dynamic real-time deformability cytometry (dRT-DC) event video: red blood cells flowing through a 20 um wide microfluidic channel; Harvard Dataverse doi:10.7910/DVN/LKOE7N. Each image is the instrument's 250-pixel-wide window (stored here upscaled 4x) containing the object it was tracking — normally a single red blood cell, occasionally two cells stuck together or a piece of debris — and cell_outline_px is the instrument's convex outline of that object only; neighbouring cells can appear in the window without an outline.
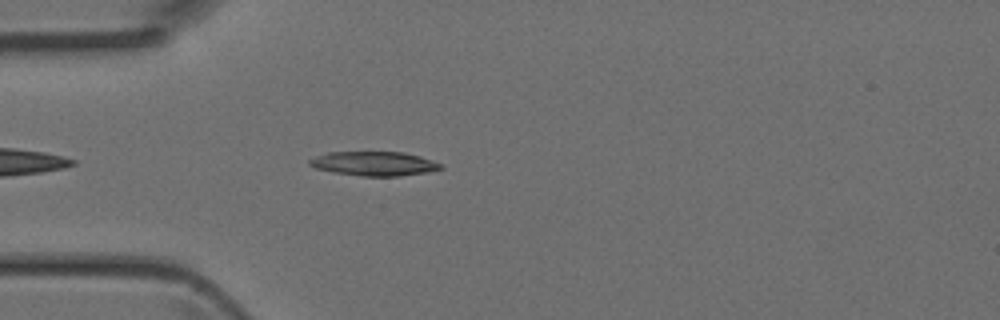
{"species": "Egyptian fruit bat (a non-hibernating species)", "species_latin": "Rousettus aegyptiacus", "temperature_condition": "room temperature", "stored_images_in_passage": 23, "camera_frame_rate_fps": 3000, "um_per_image_px": 0.085, "animal": {"sex": "female"}, "frame": {"image": 1, "passage_image": 3, "time_ms": 0.667, "image_size_px": [1000, 320], "cell_outline_px": [[444, 168], [428, 172], [400, 176], [364, 176], [332, 172], [316, 168], [308, 164], [308, 160], [316, 156], [328, 152], [404, 152], [420, 156], [432, 160], [440, 164]], "centroid_in_image_um": [31.8, 13.91], "position_along_channel_um": 53.2, "area_um2": 18.5}}
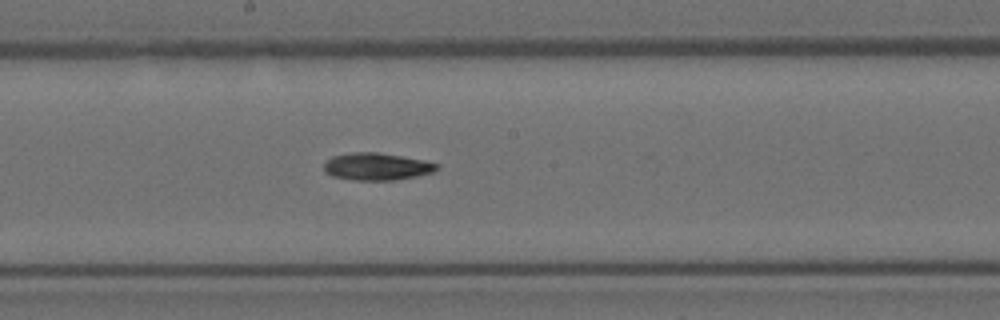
{"frame": {"image": 2, "passage_image": 14, "time_ms": 4.333, "image_size_px": [1000, 320], "cell_outline_px": [[440, 168], [432, 172], [416, 176], [392, 180], [352, 180], [332, 176], [324, 172], [324, 164], [332, 156], [352, 152], [376, 152], [424, 160], [440, 164]], "centroid_in_image_um": [32.02, 14.16], "position_along_channel_um": 216.2, "area_um2": 17.92}}
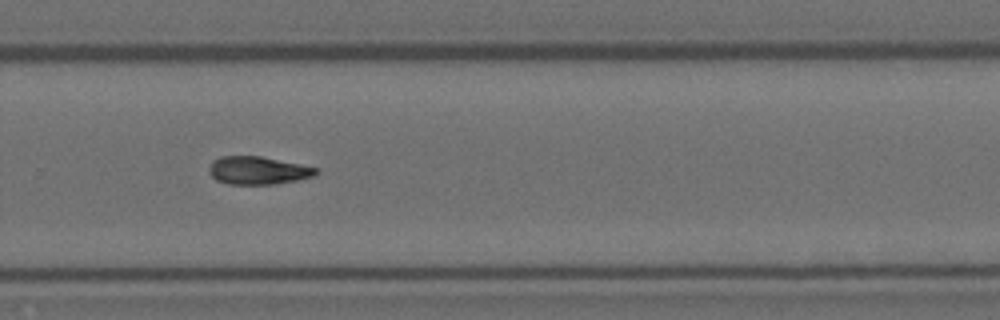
{"frame": {"image": 3, "passage_image": 20, "time_ms": 6.333, "image_size_px": [1000, 320], "cell_outline_px": [[320, 172], [312, 176], [296, 180], [276, 184], [228, 184], [216, 180], [208, 172], [208, 168], [212, 160], [220, 156], [260, 156], [320, 168]], "centroid_in_image_um": [21.91, 14.48], "position_along_channel_um": 307.9, "area_um2": 17.51}}